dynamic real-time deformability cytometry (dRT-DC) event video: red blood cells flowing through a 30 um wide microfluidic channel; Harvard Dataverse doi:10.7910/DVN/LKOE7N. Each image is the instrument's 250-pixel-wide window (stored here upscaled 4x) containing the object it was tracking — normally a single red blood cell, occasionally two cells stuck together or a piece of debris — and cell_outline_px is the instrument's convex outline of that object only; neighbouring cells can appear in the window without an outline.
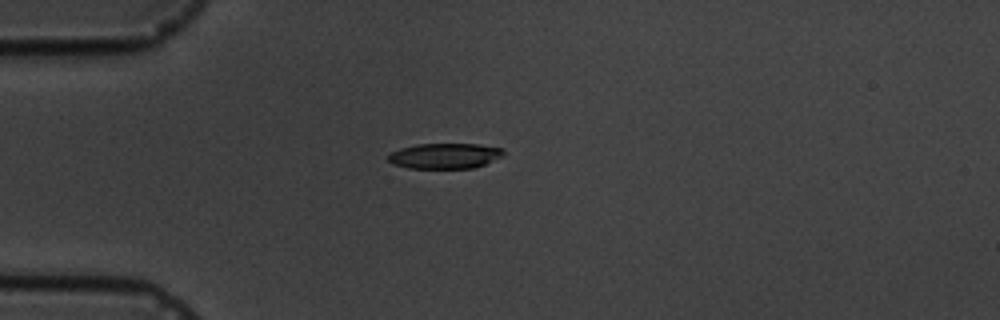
{"species": "common noctule bat (a hibernating species)", "species_latin": "Nyctalus noctula", "temperature_condition": "cold", "stored_images_in_passage": 3, "camera_frame_rate_fps": 3000, "um_per_image_px": 0.085, "animal": {"sex": "male", "body_mass_g": 19.5, "forearm_length_mm": 54.6}, "frame": {"image": 1, "passage_image": 3, "time_ms": 3.333, "image_size_px": [1000, 320], "cell_outline_px": [[504, 152], [500, 156], [484, 164], [472, 168], [408, 168], [392, 164], [388, 160], [388, 156], [392, 152], [400, 148], [416, 144], [480, 144], [504, 148]], "centroid_in_image_um": [37.78, 13.24], "position_along_channel_um": 47.2, "area_um2": 16.99}}